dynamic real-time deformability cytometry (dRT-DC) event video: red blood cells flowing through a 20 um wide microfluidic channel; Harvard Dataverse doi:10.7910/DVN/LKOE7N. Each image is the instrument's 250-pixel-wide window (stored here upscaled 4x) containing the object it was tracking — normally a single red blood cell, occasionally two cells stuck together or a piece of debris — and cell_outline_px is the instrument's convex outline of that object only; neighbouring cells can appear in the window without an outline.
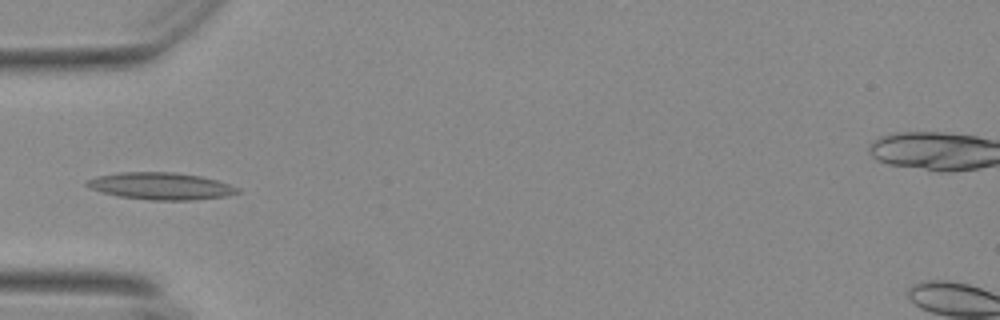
{"species": "Egyptian fruit bat (a non-hibernating species)", "species_latin": "Rousettus aegyptiacus", "temperature_condition": "warm", "stored_images_in_passage": 4, "camera_frame_rate_fps": 3000, "um_per_image_px": 0.085, "animal": {"sex": "female"}, "frame": {"image": 1, "passage_image": 1, "time_ms": 0.0, "image_size_px": [1000, 320], "cell_outline_px": [[240, 192], [228, 196], [192, 200], [148, 200], [120, 196], [88, 188], [84, 184], [88, 180], [100, 176], [120, 172], [176, 172], [200, 176], [216, 180], [240, 188]], "centroid_in_image_um": [13.7, 15.82], "position_along_channel_um": 71.3, "area_um2": 23.64}}